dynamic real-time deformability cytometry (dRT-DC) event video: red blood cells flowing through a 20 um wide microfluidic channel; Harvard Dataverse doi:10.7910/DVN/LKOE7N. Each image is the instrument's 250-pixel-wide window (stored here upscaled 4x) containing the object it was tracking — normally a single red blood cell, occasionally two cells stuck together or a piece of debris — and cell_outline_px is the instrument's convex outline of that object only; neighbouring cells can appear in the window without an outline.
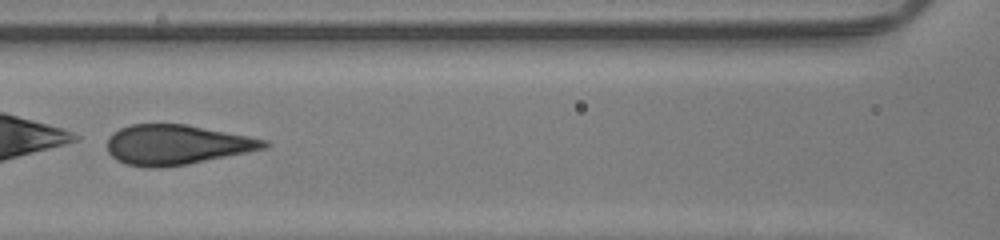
{"species": "human", "species_latin": "Homo sapiens", "temperature_condition": "room temperature", "stored_images_in_passage": 52, "camera_frame_rate_fps": 3000, "um_per_image_px": 0.085, "donor": {"sex": "male"}, "frame": {"image": 1, "passage_image": 30, "time_ms": 9.667, "image_size_px": [1000, 240], "cell_outline_px": [[272, 144], [264, 148], [188, 164], [156, 168], [144, 168], [124, 164], [116, 160], [108, 152], [108, 140], [112, 132], [120, 128], [132, 124], [188, 124], [268, 140]], "centroid_in_image_um": [14.97, 12.3], "position_along_channel_um": 151.6, "area_um2": 36.47}}